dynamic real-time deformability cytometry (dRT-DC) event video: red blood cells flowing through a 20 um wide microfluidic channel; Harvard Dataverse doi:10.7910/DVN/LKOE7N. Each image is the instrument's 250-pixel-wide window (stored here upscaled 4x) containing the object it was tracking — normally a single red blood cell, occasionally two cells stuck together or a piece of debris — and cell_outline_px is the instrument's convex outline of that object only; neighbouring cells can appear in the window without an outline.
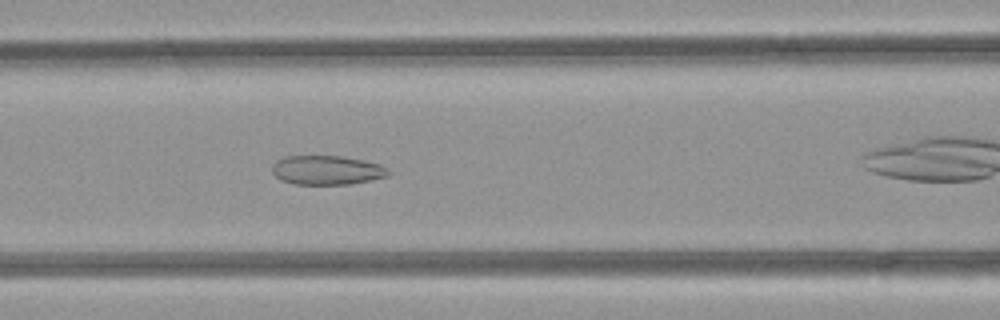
{"species": "common noctule bat (a hibernating species)", "species_latin": "Nyctalus noctula", "temperature_condition": "room temperature", "stored_images_in_passage": 37, "camera_frame_rate_fps": 3000, "um_per_image_px": 0.085, "animal": {"sex": "female", "body_mass_g": 21.9}, "frame": {"image": 1, "passage_image": 11, "time_ms": 3.333, "image_size_px": [1000, 320], "cell_outline_px": [[392, 172], [388, 176], [348, 184], [296, 184], [280, 180], [272, 172], [272, 164], [276, 160], [284, 156], [340, 156], [364, 160], [380, 164], [388, 168]], "centroid_in_image_um": [27.78, 14.45], "position_along_channel_um": 138.8, "area_um2": 19.83}}
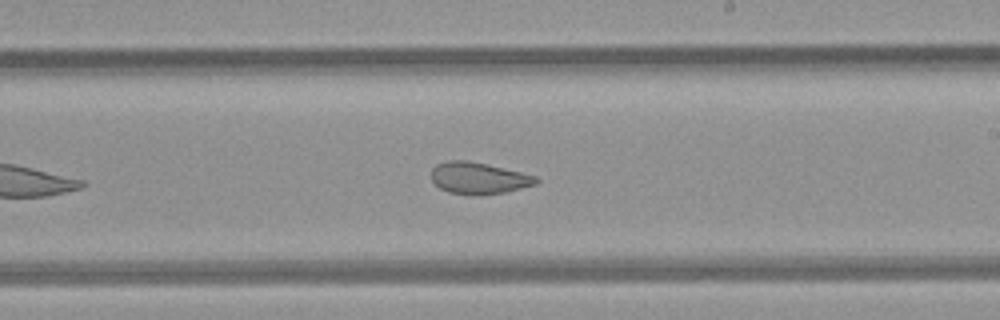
{"frame": {"image": 2, "passage_image": 19, "time_ms": 6.0, "image_size_px": [1000, 320], "cell_outline_px": [[540, 180], [536, 184], [504, 192], [480, 196], [472, 196], [448, 192], [440, 188], [432, 180], [432, 168], [436, 164], [448, 160], [468, 160], [520, 172], [536, 176]], "centroid_in_image_um": [40.66, 15.15], "position_along_channel_um": 248.3, "area_um2": 19.36}}
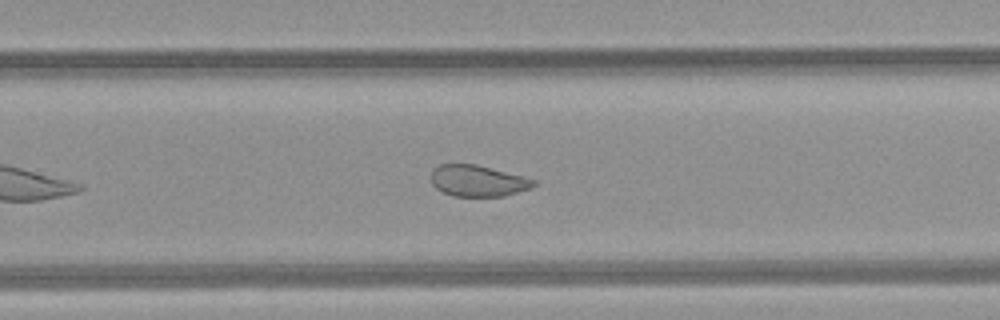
{"frame": {"image": 3, "passage_image": 22, "time_ms": 7.0, "image_size_px": [1000, 320], "cell_outline_px": [[536, 184], [532, 188], [504, 196], [452, 196], [436, 188], [432, 184], [432, 168], [440, 164], [476, 164], [536, 180]], "centroid_in_image_um": [40.61, 15.37], "position_along_channel_um": 289.2, "area_um2": 18.61}, "authors_computed_cell_mechanics": {"area_um2": 21.964, "velocity_mm_per_s": 4.109, "shape_relaxation_time_tau1_ms": null, "shape_relaxation_time_tau2_ms": 1.3264, "deformation_change_tau1": null, "deformation_change_tau2": 0.0759}}